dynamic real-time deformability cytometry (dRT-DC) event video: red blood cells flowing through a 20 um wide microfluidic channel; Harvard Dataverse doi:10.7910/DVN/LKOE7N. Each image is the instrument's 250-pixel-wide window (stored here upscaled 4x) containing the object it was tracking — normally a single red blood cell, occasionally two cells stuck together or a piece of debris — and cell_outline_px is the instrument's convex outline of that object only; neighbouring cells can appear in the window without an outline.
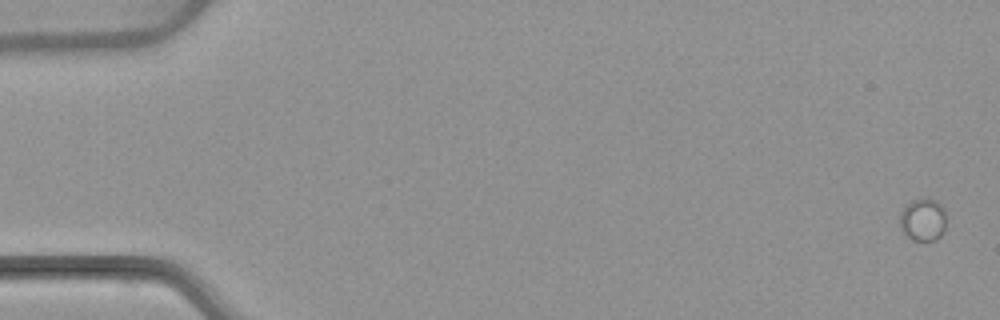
{"species": "common noctule bat (a hibernating species)", "species_latin": "Nyctalus noctula", "temperature_condition": "warm", "stored_images_in_passage": 6, "camera_frame_rate_fps": 3000, "um_per_image_px": 0.085, "animal": {"sex": "female", "body_mass_g": 22.7, "forearm_length_mm": 54.2}, "frame": {"image": 1, "passage_image": 1, "time_ms": 0.0, "image_size_px": [1000, 320], "cell_outline_px": [[944, 232], [936, 240], [912, 240], [904, 232], [900, 224], [900, 212], [912, 200], [928, 196], [936, 200], [944, 208]], "centroid_in_image_um": [78.46, 18.64], "position_along_channel_um": 6.5, "area_um2": 11.5}}